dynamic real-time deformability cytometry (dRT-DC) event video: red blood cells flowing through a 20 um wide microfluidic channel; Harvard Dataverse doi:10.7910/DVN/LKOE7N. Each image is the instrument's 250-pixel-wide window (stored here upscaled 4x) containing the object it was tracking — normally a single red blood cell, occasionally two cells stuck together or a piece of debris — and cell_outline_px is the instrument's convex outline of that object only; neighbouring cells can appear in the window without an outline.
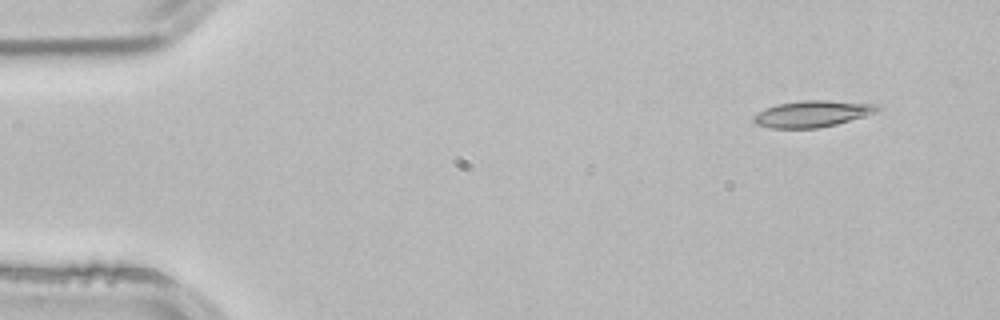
{"species": "common noctule bat (a hibernating species)", "species_latin": "Nyctalus noctula", "temperature_condition": "room temperature", "stored_images_in_passage": 3, "camera_frame_rate_fps": 3000, "um_per_image_px": 0.085, "animal": {"sex": "male", "body_mass_g": 21.5, "forearm_length_mm": 52.0}, "frame": {"image": 1, "passage_image": 1, "time_ms": 0.0, "image_size_px": [1000, 320], "cell_outline_px": [[884, 108], [876, 112], [836, 124], [816, 128], [772, 128], [756, 124], [752, 120], [752, 116], [776, 104], [804, 100], [828, 100], [880, 104]], "centroid_in_image_um": [69.09, 9.66], "position_along_channel_um": 15.9, "area_um2": 19.02}}
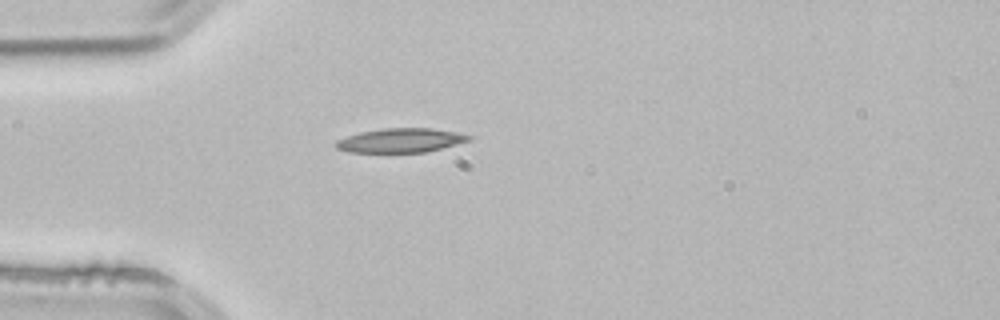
{"frame": {"image": 2, "passage_image": 3, "time_ms": 0.667, "image_size_px": [1000, 320], "cell_outline_px": [[472, 136], [468, 140], [456, 144], [424, 152], [348, 152], [336, 148], [336, 140], [360, 132], [384, 128], [432, 128], [456, 132]], "centroid_in_image_um": [34.02, 11.93], "position_along_channel_um": 51.0, "area_um2": 18.44}}